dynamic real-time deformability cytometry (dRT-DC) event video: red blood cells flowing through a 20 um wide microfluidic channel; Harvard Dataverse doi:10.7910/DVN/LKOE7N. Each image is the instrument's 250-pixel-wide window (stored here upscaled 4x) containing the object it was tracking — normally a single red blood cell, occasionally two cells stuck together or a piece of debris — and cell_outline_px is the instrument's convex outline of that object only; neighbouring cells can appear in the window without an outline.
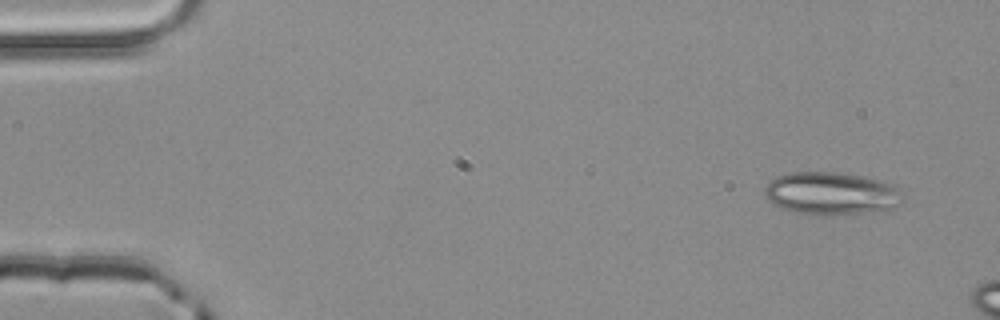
{"species": "common noctule bat (a hibernating species)", "species_latin": "Nyctalus noctula", "temperature_condition": "room temperature", "stored_images_in_passage": 3, "camera_frame_rate_fps": 3000, "um_per_image_px": 0.085, "animal": {"sex": "male", "body_mass_g": 20.4}, "frame": {"image": 1, "passage_image": 1, "time_ms": 0.0, "image_size_px": [1000, 320], "cell_outline_px": [[904, 204], [884, 212], [832, 216], [824, 216], [792, 212], [780, 208], [772, 204], [764, 196], [764, 188], [768, 180], [776, 176], [788, 172], [836, 172], [864, 176], [884, 180], [892, 184], [904, 192]], "centroid_in_image_um": [70.72, 16.47], "position_along_channel_um": 14.3, "area_um2": 36.01}}